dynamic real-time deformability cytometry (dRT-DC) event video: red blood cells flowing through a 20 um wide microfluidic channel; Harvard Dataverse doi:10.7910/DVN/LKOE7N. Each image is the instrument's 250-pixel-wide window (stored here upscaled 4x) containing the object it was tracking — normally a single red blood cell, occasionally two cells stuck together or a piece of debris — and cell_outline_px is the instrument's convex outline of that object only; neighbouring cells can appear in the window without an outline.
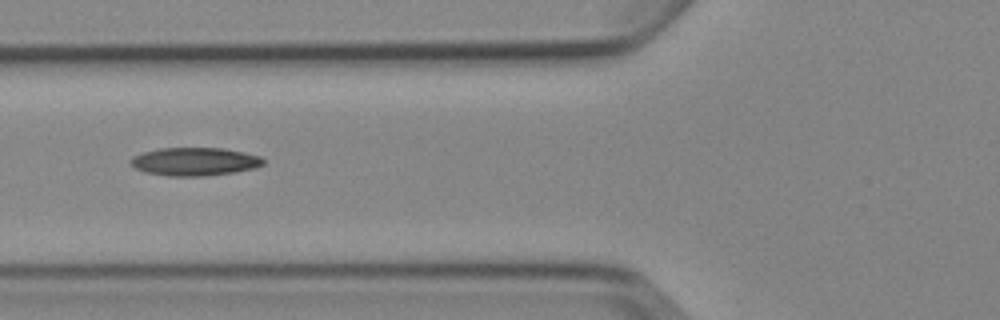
{"species": "Egyptian fruit bat (a non-hibernating species)", "species_latin": "Rousettus aegyptiacus", "temperature_condition": "cold", "stored_images_in_passage": 6, "camera_frame_rate_fps": 3000, "um_per_image_px": 0.085, "animal": {"sex": "female"}, "frame": {"image": 1, "passage_image": 6, "time_ms": 6.667, "image_size_px": [1000, 320], "cell_outline_px": [[264, 164], [256, 168], [236, 172], [208, 176], [168, 176], [144, 172], [136, 168], [128, 160], [132, 156], [144, 152], [160, 148], [224, 148], [244, 152], [260, 156], [264, 160]], "centroid_in_image_um": [16.57, 13.74], "position_along_channel_um": 109.2, "area_um2": 21.96}}